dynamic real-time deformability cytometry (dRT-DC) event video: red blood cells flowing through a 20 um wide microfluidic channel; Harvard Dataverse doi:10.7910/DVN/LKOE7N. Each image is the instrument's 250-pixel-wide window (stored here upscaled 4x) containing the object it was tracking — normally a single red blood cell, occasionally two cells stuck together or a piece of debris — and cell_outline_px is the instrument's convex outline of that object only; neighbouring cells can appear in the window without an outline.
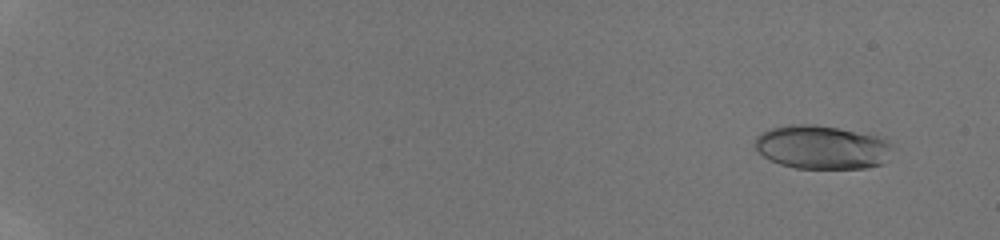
{"species": "human", "species_latin": "Homo sapiens", "temperature_condition": "room temperature", "stored_images_in_passage": 53, "camera_frame_rate_fps": 3000, "um_per_image_px": 0.085, "donor": {"sex": "male"}, "frame": {"image": 1, "passage_image": 5, "time_ms": 1.333, "image_size_px": [1000, 240], "cell_outline_px": [[892, 148], [884, 164], [868, 168], [796, 168], [780, 164], [764, 156], [756, 148], [756, 136], [760, 132], [772, 128], [788, 124], [816, 124], [876, 136], [888, 140], [892, 144]], "centroid_in_image_um": [69.87, 12.51], "position_along_channel_um": 15.1, "area_um2": 34.85}}
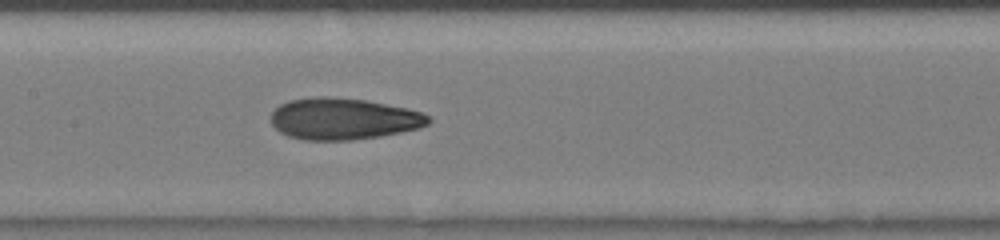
{"frame": {"image": 2, "passage_image": 31, "time_ms": 10.0, "image_size_px": [1000, 240], "cell_outline_px": [[432, 120], [428, 124], [420, 128], [380, 136], [352, 140], [304, 140], [288, 136], [280, 132], [272, 124], [272, 112], [280, 104], [288, 100], [316, 96], [328, 96], [364, 100], [408, 108], [424, 112]], "centroid_in_image_um": [29.2, 10.09], "position_along_channel_um": 178.2, "area_um2": 38.26}}
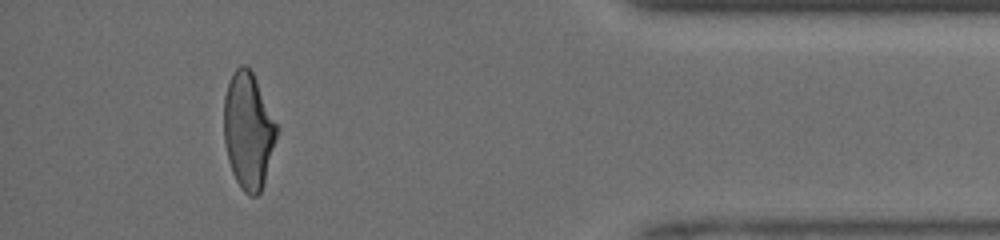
{"frame": {"image": 3, "passage_image": 50, "time_ms": 16.333, "image_size_px": [1000, 240], "cell_outline_px": [[276, 140], [264, 184], [260, 192], [256, 196], [248, 196], [240, 188], [232, 172], [228, 160], [224, 140], [224, 96], [232, 72], [240, 64], [244, 64], [252, 72], [256, 80], [276, 124]], "centroid_in_image_um": [21.08, 11.14], "position_along_channel_um": 414.1, "area_um2": 35.55}, "authors_computed_cell_mechanics": {"area_um2": 35.8938, "velocity_mm_per_s": 4.2577, "shape_relaxation_time_tau1_ms": 5.1386, "shape_relaxation_time_tau2_ms": 1.5434, "deformation_change_tau1": 0.2086, "deformation_change_tau2": 0.0902}}